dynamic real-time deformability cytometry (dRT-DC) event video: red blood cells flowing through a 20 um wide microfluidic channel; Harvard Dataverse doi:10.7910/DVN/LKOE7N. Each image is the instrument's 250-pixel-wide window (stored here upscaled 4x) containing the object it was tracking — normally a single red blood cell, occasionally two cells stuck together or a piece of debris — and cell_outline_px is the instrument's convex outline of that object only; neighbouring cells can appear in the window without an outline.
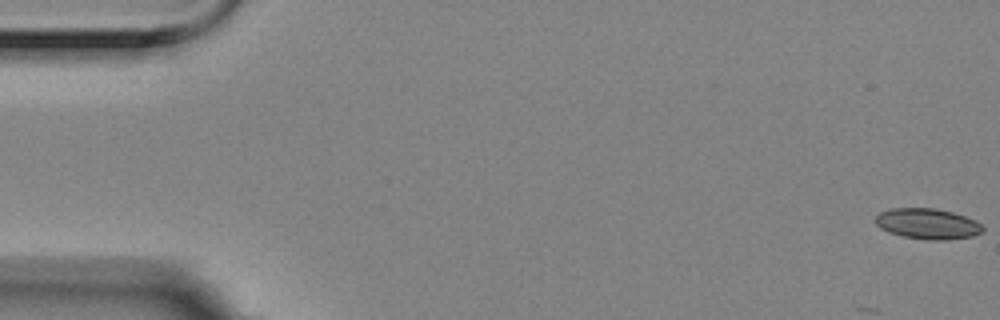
{"species": "Egyptian fruit bat (a non-hibernating species)", "species_latin": "Rousettus aegyptiacus", "temperature_condition": "room temperature", "stored_images_in_passage": 5, "camera_frame_rate_fps": 3000, "um_per_image_px": 0.085, "animal": {"sex": "female"}, "frame": {"image": 1, "passage_image": 1, "time_ms": 0.0, "image_size_px": [1000, 320], "cell_outline_px": [[984, 232], [972, 236], [944, 240], [928, 240], [904, 236], [888, 232], [880, 228], [876, 224], [876, 216], [880, 212], [892, 208], [932, 208], [952, 212], [976, 220], [984, 228]], "centroid_in_image_um": [78.85, 19.02], "position_along_channel_um": 6.1, "area_um2": 19.07}}
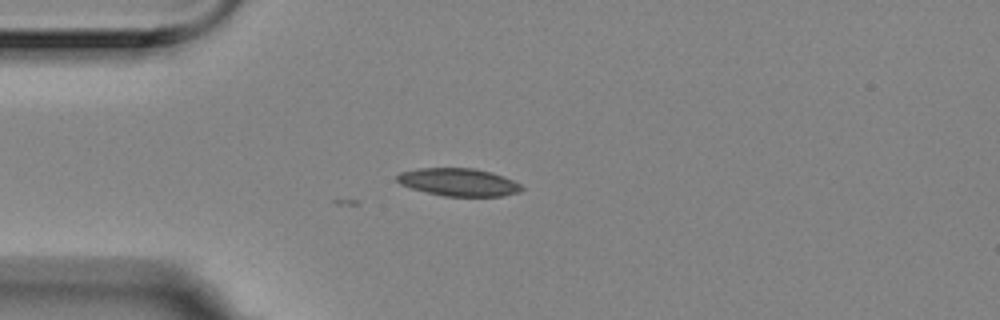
{"frame": {"image": 2, "passage_image": 5, "time_ms": 1.333, "image_size_px": [1000, 320], "cell_outline_px": [[524, 188], [520, 192], [500, 196], [444, 196], [412, 188], [400, 184], [396, 180], [396, 176], [400, 172], [420, 168], [476, 168], [492, 172], [512, 180], [520, 184]], "centroid_in_image_um": [38.98, 15.48], "position_along_channel_um": 46.0, "area_um2": 20.06}}